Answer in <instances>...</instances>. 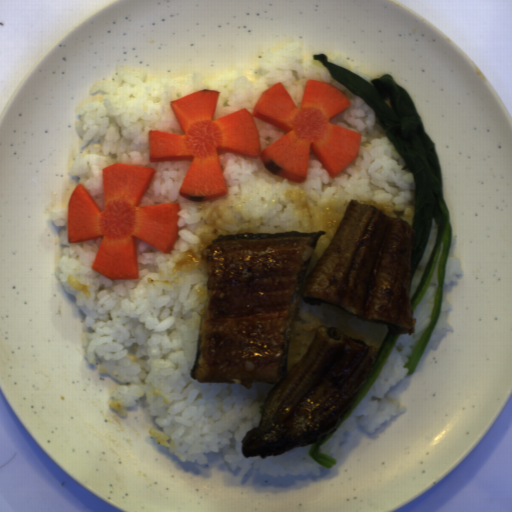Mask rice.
Instances as JSON below:
<instances>
[{
  "label": "rice",
  "instance_id": "652b925c",
  "mask_svg": "<svg viewBox=\"0 0 512 512\" xmlns=\"http://www.w3.org/2000/svg\"><path fill=\"white\" fill-rule=\"evenodd\" d=\"M304 50L298 42L267 50L251 71L237 69L223 77L200 71L149 77L121 68L116 77L97 83L91 100L75 109L81 142L69 174L78 176V185L100 209L102 170L114 163L155 168L139 207L178 203V236L171 252L133 240L138 279L111 280L92 270L101 241L69 243L70 202L50 213L64 247L57 276L83 316L85 358L113 381L108 407L124 416L133 404L145 402L152 418L147 434L180 462L199 465L219 457L240 477H317L327 468L310 456L314 442L268 458L243 453L242 442L261 424L266 395L274 386L264 382L246 388L191 377L210 276L200 253L217 236L325 230L306 279L332 242L350 201L375 205L410 225L417 201L411 169L373 111ZM307 79L345 92L351 103L332 121L361 131L358 158L333 178L313 155L300 184L274 175L261 160L222 154L229 191L194 204L178 194L189 163H150L151 129L181 135L168 105L172 99L217 89V119L241 107L252 111L260 93L280 81L299 107Z\"/></svg>",
  "mask_w": 512,
  "mask_h": 512
},
{
  "label": "rice",
  "instance_id": "023b6e5f",
  "mask_svg": "<svg viewBox=\"0 0 512 512\" xmlns=\"http://www.w3.org/2000/svg\"><path fill=\"white\" fill-rule=\"evenodd\" d=\"M442 248L443 243L429 285L412 313L416 320L414 333L401 334L382 370L355 409L330 440L321 445L322 453L332 457L341 441L359 427H363L366 433L374 432L379 426L394 423L404 413L400 403L388 395L394 385L408 374V369L404 367L407 366L420 338L431 324L437 297Z\"/></svg>",
  "mask_w": 512,
  "mask_h": 512
},
{
  "label": "rice",
  "instance_id": "8eca5e8b",
  "mask_svg": "<svg viewBox=\"0 0 512 512\" xmlns=\"http://www.w3.org/2000/svg\"><path fill=\"white\" fill-rule=\"evenodd\" d=\"M321 327L338 329L377 350L389 333L387 325H376L352 317L331 304L307 306L301 300L288 342L286 373L307 356Z\"/></svg>",
  "mask_w": 512,
  "mask_h": 512
},
{
  "label": "rice",
  "instance_id": "acb35da6",
  "mask_svg": "<svg viewBox=\"0 0 512 512\" xmlns=\"http://www.w3.org/2000/svg\"><path fill=\"white\" fill-rule=\"evenodd\" d=\"M463 273L462 264L458 260L457 256L456 234L451 229L439 314L434 331L423 354L436 351L440 344L452 332L453 326L449 323V318L452 315L453 307L446 294L451 288L457 285Z\"/></svg>",
  "mask_w": 512,
  "mask_h": 512
},
{
  "label": "rice",
  "instance_id": "b023fe2a",
  "mask_svg": "<svg viewBox=\"0 0 512 512\" xmlns=\"http://www.w3.org/2000/svg\"><path fill=\"white\" fill-rule=\"evenodd\" d=\"M436 238H437V225H436L434 219L432 218L425 249L423 251V254L420 258V261H419L417 267L415 268L414 272L412 273V275L409 278L410 299L413 297V295L417 289V286L421 280V277L424 273V270L428 264V261L432 255L433 248H434V245L436 242Z\"/></svg>",
  "mask_w": 512,
  "mask_h": 512
},
{
  "label": "rice",
  "instance_id": "e3fd555f",
  "mask_svg": "<svg viewBox=\"0 0 512 512\" xmlns=\"http://www.w3.org/2000/svg\"><path fill=\"white\" fill-rule=\"evenodd\" d=\"M259 145L261 150H265L266 148L273 145L280 138H282L286 132L285 130L278 128L272 124H269L263 120H260L255 117Z\"/></svg>",
  "mask_w": 512,
  "mask_h": 512
},
{
  "label": "rice",
  "instance_id": "a3056103",
  "mask_svg": "<svg viewBox=\"0 0 512 512\" xmlns=\"http://www.w3.org/2000/svg\"><path fill=\"white\" fill-rule=\"evenodd\" d=\"M327 62L333 63L335 65H338L344 69H347L356 75H358L361 79H363L365 82H371L373 80H378L371 72L365 71L360 68H356L353 66H350L348 64H345L342 62L336 55H326Z\"/></svg>",
  "mask_w": 512,
  "mask_h": 512
}]
</instances>
